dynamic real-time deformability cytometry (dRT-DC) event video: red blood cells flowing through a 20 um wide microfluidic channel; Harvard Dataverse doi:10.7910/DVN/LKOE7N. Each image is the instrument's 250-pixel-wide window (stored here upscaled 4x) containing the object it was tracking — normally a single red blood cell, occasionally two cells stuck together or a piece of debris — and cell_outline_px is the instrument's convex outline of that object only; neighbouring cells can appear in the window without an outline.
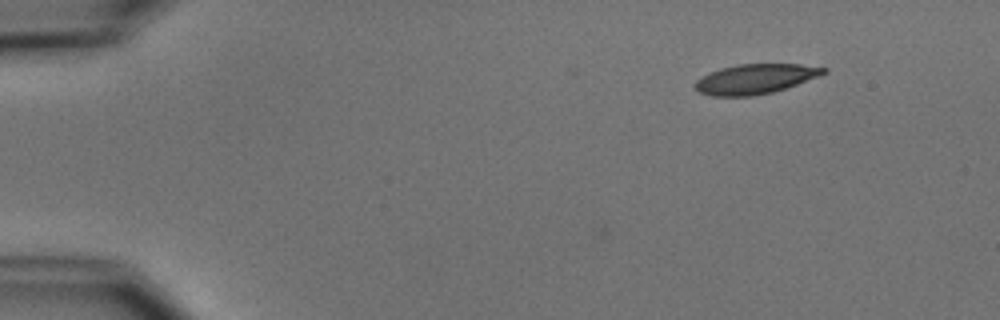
{"species": "common noctule bat (a hibernating species)", "species_latin": "Nyctalus noctula", "temperature_condition": "cold", "stored_images_in_passage": 12, "camera_frame_rate_fps": 3000, "um_per_image_px": 0.085, "animal": {"sex": "male", "body_mass_g": 15.6}, "frame": {"image": 1, "passage_image": 12, "time_ms": 3.667, "image_size_px": [1000, 320], "cell_outline_px": [[828, 72], [820, 76], [772, 92], [752, 96], [712, 96], [700, 92], [696, 88], [696, 80], [708, 72], [720, 68], [736, 64], [800, 64], [828, 68]], "centroid_in_image_um": [64.2, 6.7], "position_along_channel_um": 20.8, "area_um2": 22.25}}